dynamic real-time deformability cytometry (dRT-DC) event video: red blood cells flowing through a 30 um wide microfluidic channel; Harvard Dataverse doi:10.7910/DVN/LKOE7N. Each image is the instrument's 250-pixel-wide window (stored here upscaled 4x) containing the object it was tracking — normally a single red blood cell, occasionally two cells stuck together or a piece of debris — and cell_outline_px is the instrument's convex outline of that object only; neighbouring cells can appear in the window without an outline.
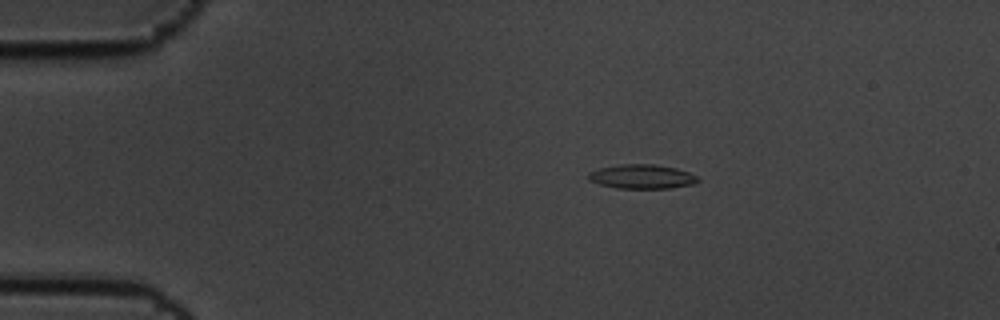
{"species": "common noctule bat (a hibernating species)", "species_latin": "Nyctalus noctula", "temperature_condition": "cold", "stored_images_in_passage": 3, "camera_frame_rate_fps": 3000, "um_per_image_px": 0.085, "animal": {"sex": "male", "body_mass_g": 19.5, "forearm_length_mm": 54.6}, "frame": {"image": 1, "passage_image": 1, "time_ms": 0.0, "image_size_px": [1000, 320], "cell_outline_px": [[700, 180], [692, 184], [672, 188], [616, 188], [600, 184], [588, 180], [588, 172], [600, 168], [620, 164], [656, 164], [676, 168], [688, 172], [696, 176]], "centroid_in_image_um": [54.55, 15.0], "position_along_channel_um": 30.5, "area_um2": 15.43}}